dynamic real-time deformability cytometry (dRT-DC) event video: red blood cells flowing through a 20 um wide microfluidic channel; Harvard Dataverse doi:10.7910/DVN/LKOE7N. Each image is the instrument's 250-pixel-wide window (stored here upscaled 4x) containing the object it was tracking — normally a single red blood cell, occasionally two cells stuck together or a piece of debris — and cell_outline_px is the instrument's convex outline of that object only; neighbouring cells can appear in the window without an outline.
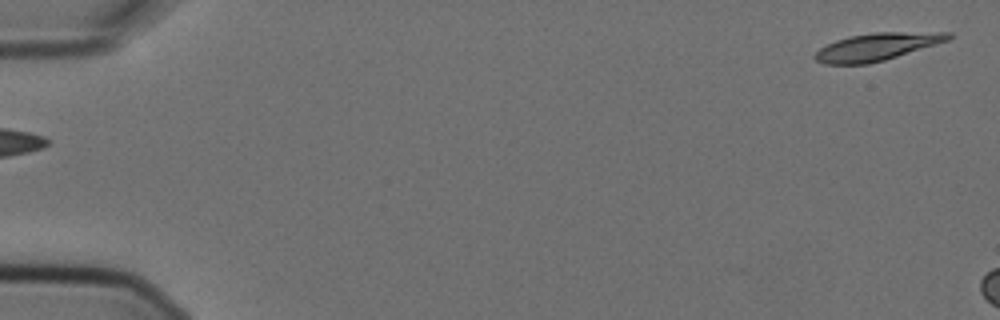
{"species": "Egyptian fruit bat (a non-hibernating species)", "species_latin": "Rousettus aegyptiacus", "temperature_condition": "cold", "stored_images_in_passage": 3, "segment_of_instrument_passage": [2, 2], "camera_frame_rate_fps": 3000, "um_per_image_px": 0.085, "animal": {"sex": "female"}, "frame": {"image": 1, "passage_image": 3, "time_ms": 0.667, "image_size_px": [1000, 320], "cell_outline_px": [[956, 36], [948, 40], [884, 60], [868, 64], [824, 64], [816, 60], [812, 56], [820, 48], [836, 40], [848, 36], [872, 32], [952, 32]], "centroid_in_image_um": [74.53, 3.96], "position_along_channel_um": 10.5, "area_um2": 21.33}}